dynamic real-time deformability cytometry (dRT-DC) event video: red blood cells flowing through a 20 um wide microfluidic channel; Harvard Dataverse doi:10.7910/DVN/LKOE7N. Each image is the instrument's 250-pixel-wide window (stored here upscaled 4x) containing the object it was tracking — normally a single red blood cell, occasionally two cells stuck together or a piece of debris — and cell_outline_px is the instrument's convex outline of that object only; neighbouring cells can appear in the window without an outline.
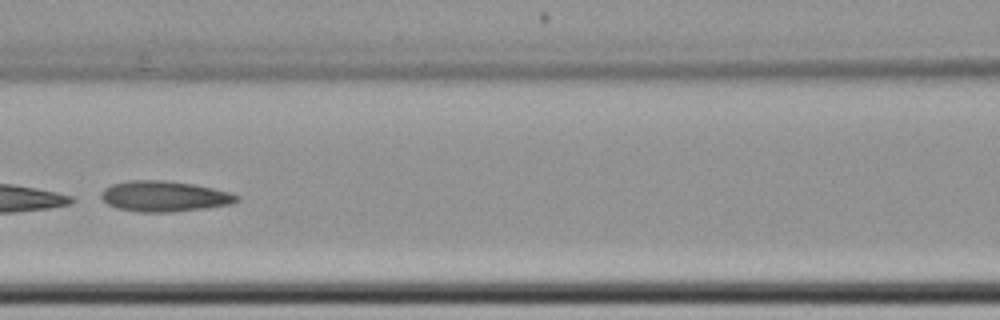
{"species": "common noctule bat (a hibernating species)", "species_latin": "Nyctalus noctula", "temperature_condition": "cold", "stored_images_in_passage": 7, "camera_frame_rate_fps": 3000, "um_per_image_px": 0.085, "animal": {"sex": "female", "body_mass_g": 22.7, "forearm_length_mm": 54.2}, "frame": {"image": 1, "passage_image": 6, "time_ms": 6.333, "image_size_px": [1000, 320], "cell_outline_px": [[240, 200], [232, 204], [204, 208], [172, 212], [140, 212], [116, 208], [108, 204], [100, 196], [100, 192], [104, 188], [112, 184], [128, 180], [164, 180], [192, 184], [212, 188], [228, 192], [240, 196]], "centroid_in_image_um": [13.95, 16.68], "position_along_channel_um": 152.7, "area_um2": 24.22}}
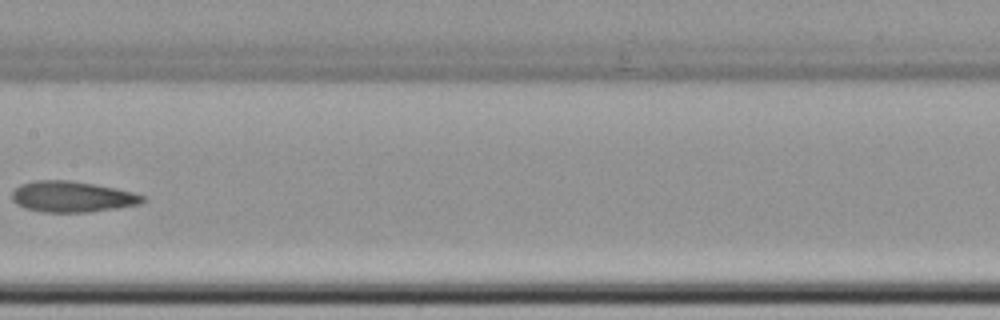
{"frame": {"image": 2, "passage_image": 7, "time_ms": 7.667, "image_size_px": [1000, 320], "cell_outline_px": [[148, 200], [140, 204], [116, 208], [88, 212], [44, 212], [24, 208], [16, 204], [12, 200], [12, 192], [20, 184], [32, 180], [68, 180], [116, 188], [132, 192], [144, 196]], "centroid_in_image_um": [6.12, 16.72], "position_along_channel_um": 201.3, "area_um2": 23.58}}